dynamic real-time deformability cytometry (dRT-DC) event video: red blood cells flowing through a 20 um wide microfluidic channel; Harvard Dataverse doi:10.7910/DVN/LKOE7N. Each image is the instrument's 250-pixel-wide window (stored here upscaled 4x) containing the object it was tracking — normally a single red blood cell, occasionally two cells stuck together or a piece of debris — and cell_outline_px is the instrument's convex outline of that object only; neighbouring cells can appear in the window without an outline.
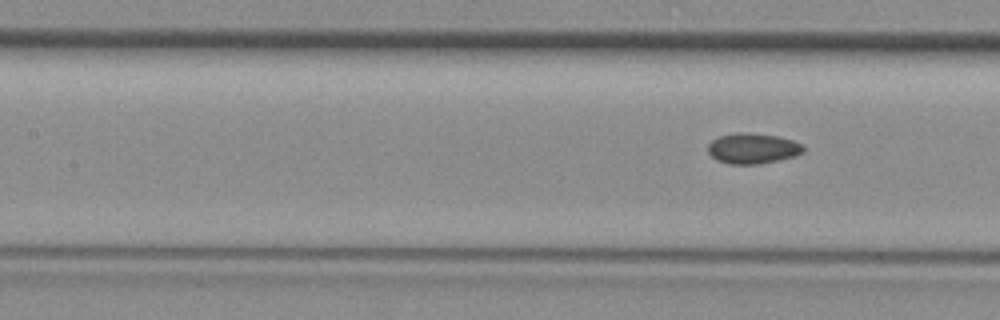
{"species": "common noctule bat (a hibernating species)", "species_latin": "Nyctalus noctula", "temperature_condition": "room temperature", "stored_images_in_passage": 6, "segment_of_instrument_passage": [2, 2], "camera_frame_rate_fps": 3000, "um_per_image_px": 0.085, "animal": {"sex": "female", "body_mass_g": 29.2, "forearm_length_mm": 56.3}, "frame": {"image": 1, "passage_image": 6, "time_ms": 1.667, "image_size_px": [1000, 320], "cell_outline_px": [[804, 152], [796, 156], [780, 160], [760, 164], [728, 164], [716, 160], [708, 152], [708, 144], [712, 140], [720, 136], [736, 132], [748, 132], [776, 136], [792, 140], [800, 144], [804, 148]], "centroid_in_image_um": [63.97, 12.62], "position_along_channel_um": 143.4, "area_um2": 17.05}}